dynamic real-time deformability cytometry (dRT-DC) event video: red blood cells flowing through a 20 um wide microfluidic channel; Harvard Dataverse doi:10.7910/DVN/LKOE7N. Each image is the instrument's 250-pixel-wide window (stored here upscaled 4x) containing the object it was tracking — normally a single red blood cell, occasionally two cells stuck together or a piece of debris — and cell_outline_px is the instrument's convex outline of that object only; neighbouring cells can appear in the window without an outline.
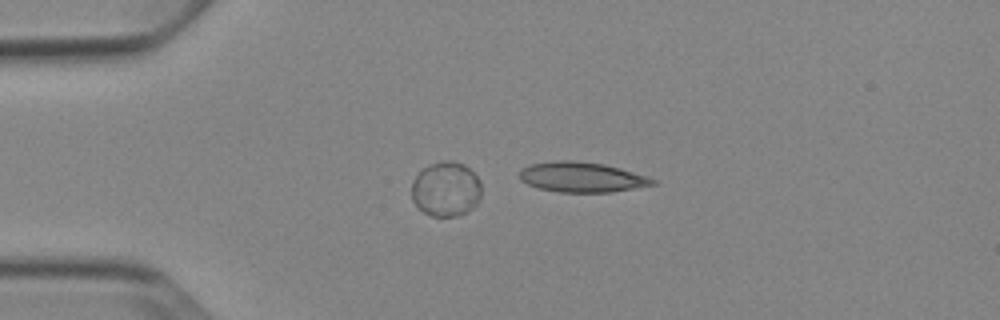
{"species": "Egyptian fruit bat (a non-hibernating species)", "species_latin": "Rousettus aegyptiacus", "temperature_condition": "cold", "stored_images_in_passage": 41, "camera_frame_rate_fps": 3000, "um_per_image_px": 0.085, "animal": {"sex": "female"}, "frame": {"image": 1, "passage_image": 1, "time_ms": 0.0, "image_size_px": [1000, 320], "cell_outline_px": [[656, 184], [612, 192], [560, 192], [540, 188], [528, 184], [520, 180], [520, 172], [524, 168], [532, 164], [556, 160], [572, 160], [604, 164], [620, 168], [648, 176], [656, 180]], "centroid_in_image_um": [49.48, 15.05], "position_along_channel_um": 35.5, "area_um2": 23.18}}
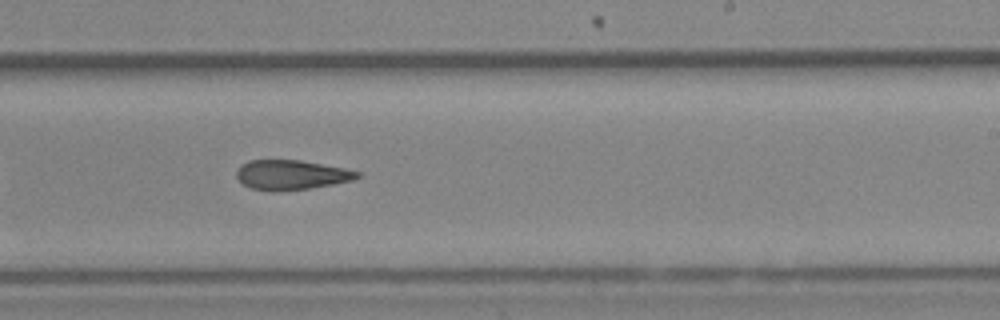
{"frame": {"image": 2, "passage_image": 22, "time_ms": 7.0, "image_size_px": [1000, 320], "cell_outline_px": [[360, 176], [352, 180], [332, 184], [308, 188], [252, 188], [244, 184], [236, 176], [236, 172], [240, 164], [248, 160], [300, 160], [344, 168], [360, 172]], "centroid_in_image_um": [24.77, 14.8], "position_along_channel_um": 264.2, "area_um2": 19.94}}
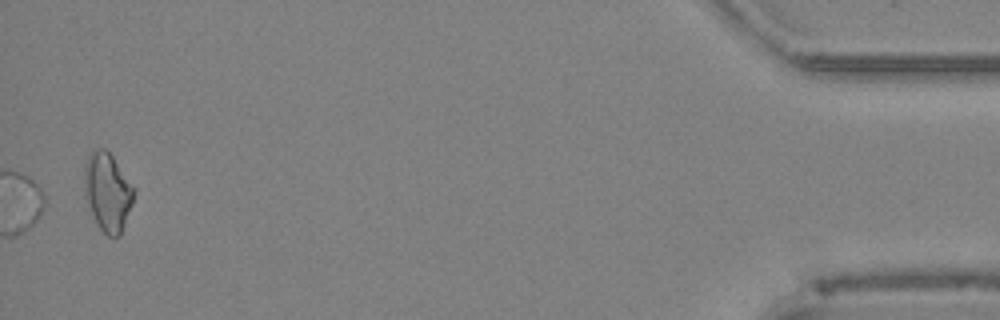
{"frame": {"image": 3, "passage_image": 41, "time_ms": 13.333, "image_size_px": [1000, 320], "cell_outline_px": [[136, 188], [132, 204], [120, 236], [108, 236], [100, 228], [84, 196], [84, 164], [88, 156], [96, 148], [104, 148], [112, 156]], "centroid_in_image_um": [9.15, 16.29], "position_along_channel_um": 426.0, "area_um2": 22.54}, "authors_computed_cell_mechanics": {"area_um2": 22.6576, "velocity_mm_per_s": 3.8758, "shape_relaxation_time_tau1_ms": null, "shape_relaxation_time_tau2_ms": 7.5251, "deformation_change_tau1": null, "deformation_change_tau2": 0.1606}}